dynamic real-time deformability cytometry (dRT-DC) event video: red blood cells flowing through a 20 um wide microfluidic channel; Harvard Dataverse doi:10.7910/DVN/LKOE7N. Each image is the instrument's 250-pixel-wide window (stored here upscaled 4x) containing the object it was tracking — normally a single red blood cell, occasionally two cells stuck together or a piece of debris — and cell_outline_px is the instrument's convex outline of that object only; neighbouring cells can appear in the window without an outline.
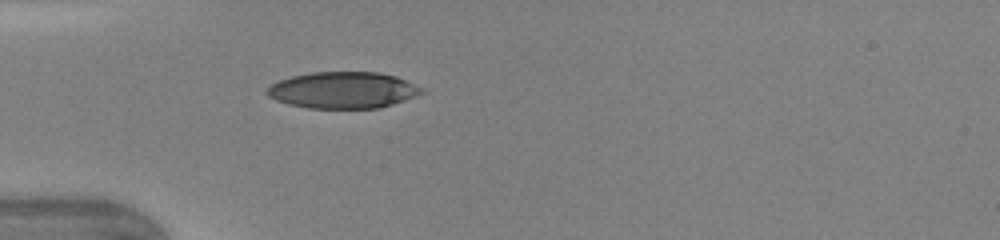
{"species": "human", "species_latin": "Homo sapiens", "temperature_condition": "warm", "stored_images_in_passage": 33, "camera_frame_rate_fps": 3000, "um_per_image_px": 0.085, "donor": {"sex": "female"}, "frame": {"image": 1, "passage_image": 1, "time_ms": 0.0, "image_size_px": [1000, 240], "cell_outline_px": [[424, 92], [404, 100], [392, 104], [376, 108], [308, 108], [288, 104], [276, 100], [268, 96], [268, 88], [272, 84], [280, 80], [292, 76], [312, 72], [380, 72], [396, 76], [424, 88]], "centroid_in_image_um": [29.17, 7.65], "position_along_channel_um": 55.8, "area_um2": 32.66}, "authors_computed_cell_mechanics": {"area_um2": 34.391, "velocity_mm_per_s": 4.3962, "shape_relaxation_time_tau1_ms": 3.5453, "shape_relaxation_time_tau2_ms": null, "deformation_change_tau1": 0.2252, "deformation_change_tau2": null}}